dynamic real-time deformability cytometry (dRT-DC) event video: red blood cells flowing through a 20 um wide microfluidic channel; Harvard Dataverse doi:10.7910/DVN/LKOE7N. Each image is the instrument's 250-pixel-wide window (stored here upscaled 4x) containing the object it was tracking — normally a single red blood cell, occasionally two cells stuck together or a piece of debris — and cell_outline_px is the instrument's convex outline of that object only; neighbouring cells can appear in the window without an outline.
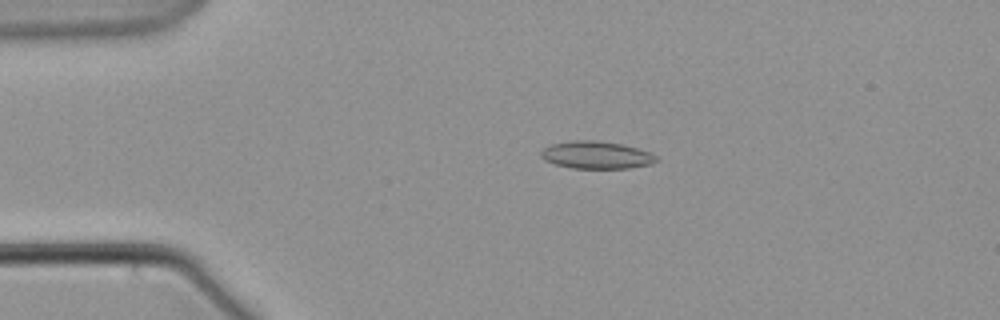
{"species": "common noctule bat (a hibernating species)", "species_latin": "Nyctalus noctula", "temperature_condition": "warm", "stored_images_in_passage": 59, "camera_frame_rate_fps": 3000, "um_per_image_px": 0.085, "animal": {"sex": "male", "body_mass_g": 21.5, "forearm_length_mm": 52.0}, "frame": {"image": 1, "passage_image": 12, "time_ms": 3.667, "image_size_px": [1000, 320], "cell_outline_px": [[660, 160], [652, 164], [628, 168], [572, 168], [556, 164], [544, 160], [540, 156], [540, 152], [544, 148], [552, 144], [572, 140], [592, 140], [620, 144], [652, 152]], "centroid_in_image_um": [50.71, 13.18], "position_along_channel_um": 34.3, "area_um2": 18.44}}
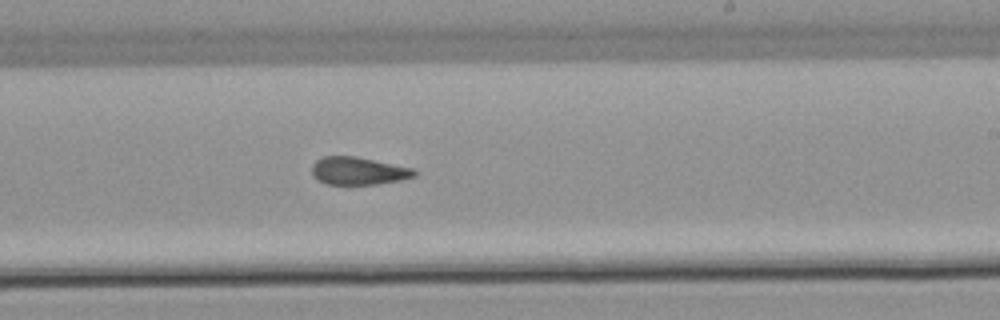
{"frame": {"image": 2, "passage_image": 35, "time_ms": 11.333, "image_size_px": [1000, 320], "cell_outline_px": [[416, 176], [400, 180], [376, 184], [324, 184], [312, 176], [312, 164], [316, 160], [324, 156], [356, 156], [412, 168], [416, 172]], "centroid_in_image_um": [30.42, 14.52], "position_along_channel_um": 258.6, "area_um2": 16.53}}
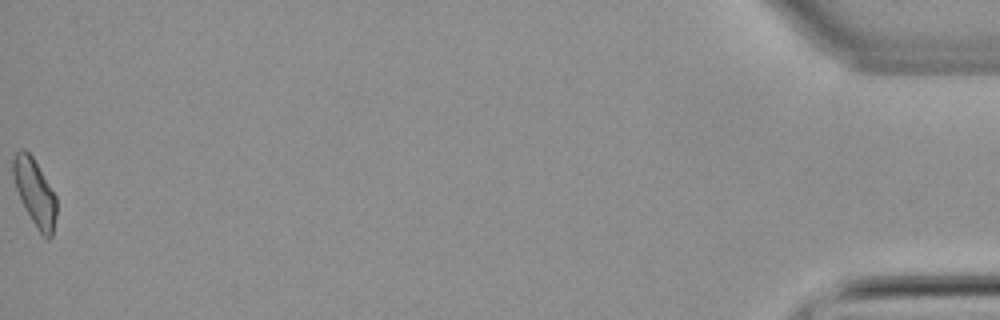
{"frame": {"image": 3, "passage_image": 59, "time_ms": 19.333, "image_size_px": [1000, 320], "cell_outline_px": [[56, 216], [52, 236], [48, 240], [36, 228], [16, 188], [12, 176], [12, 156], [20, 148], [24, 148], [32, 156], [56, 196]], "centroid_in_image_um": [2.95, 16.32], "position_along_channel_um": 432.3, "area_um2": 16.65}}